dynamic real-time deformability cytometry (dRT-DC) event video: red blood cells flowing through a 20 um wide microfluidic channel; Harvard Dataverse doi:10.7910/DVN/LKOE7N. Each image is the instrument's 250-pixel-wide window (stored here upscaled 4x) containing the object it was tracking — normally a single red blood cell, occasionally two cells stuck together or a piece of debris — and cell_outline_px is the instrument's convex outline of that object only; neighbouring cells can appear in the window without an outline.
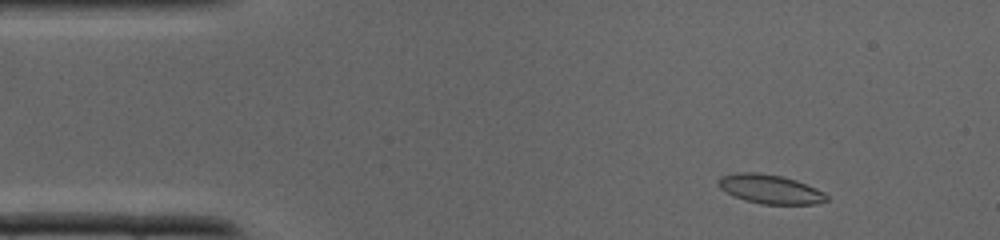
{"species": "common noctule bat (a hibernating species)", "species_latin": "Nyctalus noctula", "temperature_condition": "cold", "stored_images_in_passage": 36, "camera_frame_rate_fps": 3000, "um_per_image_px": 0.085, "animal": {"sex": "male", "body_mass_g": 19.0, "forearm_length_mm": 50.8}, "frame": {"image": 1, "passage_image": 3, "time_ms": 0.667, "image_size_px": [1000, 240], "cell_outline_px": [[828, 200], [816, 204], [760, 204], [744, 200], [720, 188], [716, 184], [716, 180], [720, 176], [736, 172], [760, 172], [780, 176], [796, 180], [816, 188], [824, 192], [828, 196]], "centroid_in_image_um": [65.44, 16.07], "position_along_channel_um": 19.6, "area_um2": 18.44}}
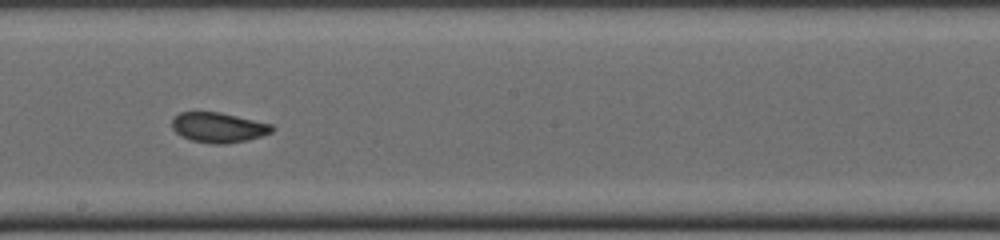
{"frame": {"image": 2, "passage_image": 19, "time_ms": 6.0, "image_size_px": [1000, 240], "cell_outline_px": [[276, 128], [272, 132], [248, 140], [224, 144], [212, 144], [192, 140], [176, 132], [172, 128], [172, 120], [180, 112], [220, 112], [272, 124]], "centroid_in_image_um": [18.6, 10.83], "position_along_channel_um": 229.6, "area_um2": 17.4}}
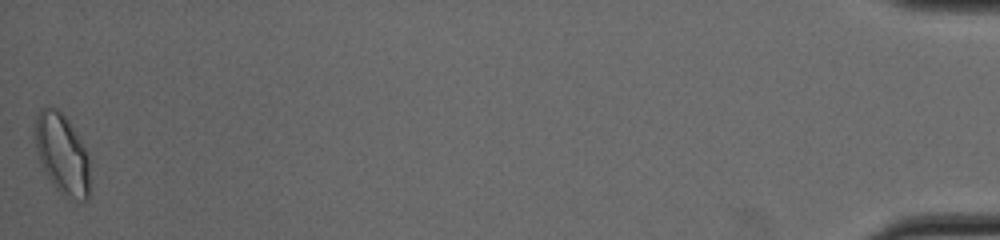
{"frame": {"image": 3, "passage_image": 36, "time_ms": 11.667, "image_size_px": [1000, 240], "cell_outline_px": [[88, 196], [84, 200], [80, 200], [64, 196], [52, 184], [40, 160], [36, 148], [36, 116], [40, 108], [56, 108], [68, 120], [88, 152]], "centroid_in_image_um": [5.28, 13.08], "position_along_channel_um": 429.9, "area_um2": 24.97}}